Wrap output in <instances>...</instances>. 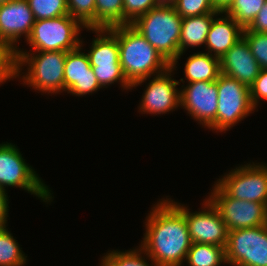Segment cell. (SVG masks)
<instances>
[{"mask_svg": "<svg viewBox=\"0 0 267 266\" xmlns=\"http://www.w3.org/2000/svg\"><path fill=\"white\" fill-rule=\"evenodd\" d=\"M243 30L232 17L220 12L218 17L216 16L212 20L207 34L205 43V47L208 49L207 53L221 58L243 37Z\"/></svg>", "mask_w": 267, "mask_h": 266, "instance_id": "ac0fdd59", "label": "cell"}, {"mask_svg": "<svg viewBox=\"0 0 267 266\" xmlns=\"http://www.w3.org/2000/svg\"><path fill=\"white\" fill-rule=\"evenodd\" d=\"M6 187H19L47 204L53 199L52 191L25 162L17 145L10 142L0 144V188L6 190Z\"/></svg>", "mask_w": 267, "mask_h": 266, "instance_id": "5b68a950", "label": "cell"}, {"mask_svg": "<svg viewBox=\"0 0 267 266\" xmlns=\"http://www.w3.org/2000/svg\"><path fill=\"white\" fill-rule=\"evenodd\" d=\"M82 47L83 39L78 48L67 52L64 65L65 92L76 96L92 95L102 88L94 75L87 53L81 52Z\"/></svg>", "mask_w": 267, "mask_h": 266, "instance_id": "9a60e30c", "label": "cell"}, {"mask_svg": "<svg viewBox=\"0 0 267 266\" xmlns=\"http://www.w3.org/2000/svg\"><path fill=\"white\" fill-rule=\"evenodd\" d=\"M7 191L0 188V229L7 227V217L9 212V199Z\"/></svg>", "mask_w": 267, "mask_h": 266, "instance_id": "836d02e7", "label": "cell"}, {"mask_svg": "<svg viewBox=\"0 0 267 266\" xmlns=\"http://www.w3.org/2000/svg\"><path fill=\"white\" fill-rule=\"evenodd\" d=\"M243 37L255 60L262 69H267V33H257L250 30H243Z\"/></svg>", "mask_w": 267, "mask_h": 266, "instance_id": "f546056e", "label": "cell"}, {"mask_svg": "<svg viewBox=\"0 0 267 266\" xmlns=\"http://www.w3.org/2000/svg\"><path fill=\"white\" fill-rule=\"evenodd\" d=\"M201 211L191 212L185 206V220L192 243L226 247L228 230L218 210L205 198Z\"/></svg>", "mask_w": 267, "mask_h": 266, "instance_id": "4fadbf2b", "label": "cell"}, {"mask_svg": "<svg viewBox=\"0 0 267 266\" xmlns=\"http://www.w3.org/2000/svg\"><path fill=\"white\" fill-rule=\"evenodd\" d=\"M85 28L70 15L36 20L26 43L33 51H71L80 46Z\"/></svg>", "mask_w": 267, "mask_h": 266, "instance_id": "8992f818", "label": "cell"}, {"mask_svg": "<svg viewBox=\"0 0 267 266\" xmlns=\"http://www.w3.org/2000/svg\"><path fill=\"white\" fill-rule=\"evenodd\" d=\"M108 29L117 37L120 65L131 84V90L171 67V64L131 24Z\"/></svg>", "mask_w": 267, "mask_h": 266, "instance_id": "7a4b0ae2", "label": "cell"}, {"mask_svg": "<svg viewBox=\"0 0 267 266\" xmlns=\"http://www.w3.org/2000/svg\"><path fill=\"white\" fill-rule=\"evenodd\" d=\"M182 19L173 6H157L131 25L171 64L179 55Z\"/></svg>", "mask_w": 267, "mask_h": 266, "instance_id": "277c9868", "label": "cell"}, {"mask_svg": "<svg viewBox=\"0 0 267 266\" xmlns=\"http://www.w3.org/2000/svg\"><path fill=\"white\" fill-rule=\"evenodd\" d=\"M0 73L9 81L18 77V55L9 42L0 38Z\"/></svg>", "mask_w": 267, "mask_h": 266, "instance_id": "83f0119b", "label": "cell"}, {"mask_svg": "<svg viewBox=\"0 0 267 266\" xmlns=\"http://www.w3.org/2000/svg\"><path fill=\"white\" fill-rule=\"evenodd\" d=\"M95 32V38L88 50L90 65L99 85L103 88L118 82L125 90L131 89L120 65L117 37L108 28L88 29Z\"/></svg>", "mask_w": 267, "mask_h": 266, "instance_id": "52a82bcc", "label": "cell"}, {"mask_svg": "<svg viewBox=\"0 0 267 266\" xmlns=\"http://www.w3.org/2000/svg\"><path fill=\"white\" fill-rule=\"evenodd\" d=\"M265 226L267 228V208H266V222H265Z\"/></svg>", "mask_w": 267, "mask_h": 266, "instance_id": "f35d334b", "label": "cell"}, {"mask_svg": "<svg viewBox=\"0 0 267 266\" xmlns=\"http://www.w3.org/2000/svg\"><path fill=\"white\" fill-rule=\"evenodd\" d=\"M262 68L252 55L248 42L242 37L220 58V71L250 87Z\"/></svg>", "mask_w": 267, "mask_h": 266, "instance_id": "e0dca14e", "label": "cell"}, {"mask_svg": "<svg viewBox=\"0 0 267 266\" xmlns=\"http://www.w3.org/2000/svg\"><path fill=\"white\" fill-rule=\"evenodd\" d=\"M149 212L140 247L158 266H182L192 245L184 204L163 198Z\"/></svg>", "mask_w": 267, "mask_h": 266, "instance_id": "6da1fadb", "label": "cell"}, {"mask_svg": "<svg viewBox=\"0 0 267 266\" xmlns=\"http://www.w3.org/2000/svg\"><path fill=\"white\" fill-rule=\"evenodd\" d=\"M207 199L218 210L228 231L265 225L267 206L264 203L230 197L216 182Z\"/></svg>", "mask_w": 267, "mask_h": 266, "instance_id": "8fae6325", "label": "cell"}, {"mask_svg": "<svg viewBox=\"0 0 267 266\" xmlns=\"http://www.w3.org/2000/svg\"><path fill=\"white\" fill-rule=\"evenodd\" d=\"M219 13H208L182 19L181 34L179 40V55L171 63V68L176 70L177 62L189 47L205 45L212 20Z\"/></svg>", "mask_w": 267, "mask_h": 266, "instance_id": "d6986e66", "label": "cell"}, {"mask_svg": "<svg viewBox=\"0 0 267 266\" xmlns=\"http://www.w3.org/2000/svg\"><path fill=\"white\" fill-rule=\"evenodd\" d=\"M266 0H233L231 5L223 12L232 17L243 29L247 28Z\"/></svg>", "mask_w": 267, "mask_h": 266, "instance_id": "d4e9b609", "label": "cell"}, {"mask_svg": "<svg viewBox=\"0 0 267 266\" xmlns=\"http://www.w3.org/2000/svg\"><path fill=\"white\" fill-rule=\"evenodd\" d=\"M188 266H220L226 264L225 248L212 244L192 243L186 261Z\"/></svg>", "mask_w": 267, "mask_h": 266, "instance_id": "44dd1931", "label": "cell"}, {"mask_svg": "<svg viewBox=\"0 0 267 266\" xmlns=\"http://www.w3.org/2000/svg\"><path fill=\"white\" fill-rule=\"evenodd\" d=\"M12 1V0H0V6L4 5L5 3Z\"/></svg>", "mask_w": 267, "mask_h": 266, "instance_id": "74e56055", "label": "cell"}, {"mask_svg": "<svg viewBox=\"0 0 267 266\" xmlns=\"http://www.w3.org/2000/svg\"><path fill=\"white\" fill-rule=\"evenodd\" d=\"M253 106L257 108L260 100L267 101V69H262L253 84L249 87Z\"/></svg>", "mask_w": 267, "mask_h": 266, "instance_id": "1f68e13d", "label": "cell"}, {"mask_svg": "<svg viewBox=\"0 0 267 266\" xmlns=\"http://www.w3.org/2000/svg\"><path fill=\"white\" fill-rule=\"evenodd\" d=\"M8 81L1 73H0V84H4Z\"/></svg>", "mask_w": 267, "mask_h": 266, "instance_id": "8d00e7d4", "label": "cell"}, {"mask_svg": "<svg viewBox=\"0 0 267 266\" xmlns=\"http://www.w3.org/2000/svg\"><path fill=\"white\" fill-rule=\"evenodd\" d=\"M95 29L124 25L123 0H95Z\"/></svg>", "mask_w": 267, "mask_h": 266, "instance_id": "7402d4cb", "label": "cell"}, {"mask_svg": "<svg viewBox=\"0 0 267 266\" xmlns=\"http://www.w3.org/2000/svg\"><path fill=\"white\" fill-rule=\"evenodd\" d=\"M173 7L182 18L220 13L215 9L211 0H176Z\"/></svg>", "mask_w": 267, "mask_h": 266, "instance_id": "f1b7e54d", "label": "cell"}, {"mask_svg": "<svg viewBox=\"0 0 267 266\" xmlns=\"http://www.w3.org/2000/svg\"><path fill=\"white\" fill-rule=\"evenodd\" d=\"M36 19L27 0H12L0 6V38L18 50L21 36H30Z\"/></svg>", "mask_w": 267, "mask_h": 266, "instance_id": "2e32d148", "label": "cell"}, {"mask_svg": "<svg viewBox=\"0 0 267 266\" xmlns=\"http://www.w3.org/2000/svg\"><path fill=\"white\" fill-rule=\"evenodd\" d=\"M100 261H101L100 266H106L102 260H100Z\"/></svg>", "mask_w": 267, "mask_h": 266, "instance_id": "ab89813d", "label": "cell"}, {"mask_svg": "<svg viewBox=\"0 0 267 266\" xmlns=\"http://www.w3.org/2000/svg\"><path fill=\"white\" fill-rule=\"evenodd\" d=\"M184 74L188 83L216 81L221 74L220 58L206 52L194 53L186 60Z\"/></svg>", "mask_w": 267, "mask_h": 266, "instance_id": "ffe728a7", "label": "cell"}, {"mask_svg": "<svg viewBox=\"0 0 267 266\" xmlns=\"http://www.w3.org/2000/svg\"><path fill=\"white\" fill-rule=\"evenodd\" d=\"M218 107L215 122L208 128L215 132L231 129L254 113L249 87L238 80L220 74L217 79Z\"/></svg>", "mask_w": 267, "mask_h": 266, "instance_id": "ba28073f", "label": "cell"}, {"mask_svg": "<svg viewBox=\"0 0 267 266\" xmlns=\"http://www.w3.org/2000/svg\"><path fill=\"white\" fill-rule=\"evenodd\" d=\"M95 0H67L68 14L85 29H95Z\"/></svg>", "mask_w": 267, "mask_h": 266, "instance_id": "4316f807", "label": "cell"}, {"mask_svg": "<svg viewBox=\"0 0 267 266\" xmlns=\"http://www.w3.org/2000/svg\"><path fill=\"white\" fill-rule=\"evenodd\" d=\"M124 25L132 24L138 17L157 7L156 0H123Z\"/></svg>", "mask_w": 267, "mask_h": 266, "instance_id": "4dcf8cb0", "label": "cell"}, {"mask_svg": "<svg viewBox=\"0 0 267 266\" xmlns=\"http://www.w3.org/2000/svg\"><path fill=\"white\" fill-rule=\"evenodd\" d=\"M211 2L217 11L224 12L233 0H211Z\"/></svg>", "mask_w": 267, "mask_h": 266, "instance_id": "e575fe53", "label": "cell"}, {"mask_svg": "<svg viewBox=\"0 0 267 266\" xmlns=\"http://www.w3.org/2000/svg\"><path fill=\"white\" fill-rule=\"evenodd\" d=\"M108 252L101 259L106 266H158L140 246L137 249L133 248L127 251L113 250ZM146 259H149L151 264Z\"/></svg>", "mask_w": 267, "mask_h": 266, "instance_id": "cb8c5ba5", "label": "cell"}, {"mask_svg": "<svg viewBox=\"0 0 267 266\" xmlns=\"http://www.w3.org/2000/svg\"><path fill=\"white\" fill-rule=\"evenodd\" d=\"M17 55L18 78L21 77L19 79L23 80V85L48 94H60L65 91L64 65L67 51L30 50L29 53L18 48ZM23 66H27L25 74L22 72Z\"/></svg>", "mask_w": 267, "mask_h": 266, "instance_id": "3957f363", "label": "cell"}, {"mask_svg": "<svg viewBox=\"0 0 267 266\" xmlns=\"http://www.w3.org/2000/svg\"><path fill=\"white\" fill-rule=\"evenodd\" d=\"M216 183L239 200L264 203L267 206V164L250 162L230 170Z\"/></svg>", "mask_w": 267, "mask_h": 266, "instance_id": "30bf717a", "label": "cell"}, {"mask_svg": "<svg viewBox=\"0 0 267 266\" xmlns=\"http://www.w3.org/2000/svg\"><path fill=\"white\" fill-rule=\"evenodd\" d=\"M244 30H250L257 33H267V0L252 23Z\"/></svg>", "mask_w": 267, "mask_h": 266, "instance_id": "d6a6232c", "label": "cell"}, {"mask_svg": "<svg viewBox=\"0 0 267 266\" xmlns=\"http://www.w3.org/2000/svg\"><path fill=\"white\" fill-rule=\"evenodd\" d=\"M176 0H156L157 6H174Z\"/></svg>", "mask_w": 267, "mask_h": 266, "instance_id": "d590c367", "label": "cell"}, {"mask_svg": "<svg viewBox=\"0 0 267 266\" xmlns=\"http://www.w3.org/2000/svg\"><path fill=\"white\" fill-rule=\"evenodd\" d=\"M173 71L170 67L148 82L138 106L140 113L165 115L180 107V89L177 88L180 82L172 79Z\"/></svg>", "mask_w": 267, "mask_h": 266, "instance_id": "5bb4252c", "label": "cell"}, {"mask_svg": "<svg viewBox=\"0 0 267 266\" xmlns=\"http://www.w3.org/2000/svg\"><path fill=\"white\" fill-rule=\"evenodd\" d=\"M180 107L205 128L216 120L218 90L216 81H200L182 85L180 89Z\"/></svg>", "mask_w": 267, "mask_h": 266, "instance_id": "7c38bea8", "label": "cell"}, {"mask_svg": "<svg viewBox=\"0 0 267 266\" xmlns=\"http://www.w3.org/2000/svg\"><path fill=\"white\" fill-rule=\"evenodd\" d=\"M6 227L0 229V266H24L27 256Z\"/></svg>", "mask_w": 267, "mask_h": 266, "instance_id": "603a6c76", "label": "cell"}, {"mask_svg": "<svg viewBox=\"0 0 267 266\" xmlns=\"http://www.w3.org/2000/svg\"><path fill=\"white\" fill-rule=\"evenodd\" d=\"M36 20L69 15L67 0H27Z\"/></svg>", "mask_w": 267, "mask_h": 266, "instance_id": "484cf974", "label": "cell"}, {"mask_svg": "<svg viewBox=\"0 0 267 266\" xmlns=\"http://www.w3.org/2000/svg\"><path fill=\"white\" fill-rule=\"evenodd\" d=\"M225 258L230 266H267L266 226L228 231Z\"/></svg>", "mask_w": 267, "mask_h": 266, "instance_id": "9c48e42d", "label": "cell"}]
</instances>
